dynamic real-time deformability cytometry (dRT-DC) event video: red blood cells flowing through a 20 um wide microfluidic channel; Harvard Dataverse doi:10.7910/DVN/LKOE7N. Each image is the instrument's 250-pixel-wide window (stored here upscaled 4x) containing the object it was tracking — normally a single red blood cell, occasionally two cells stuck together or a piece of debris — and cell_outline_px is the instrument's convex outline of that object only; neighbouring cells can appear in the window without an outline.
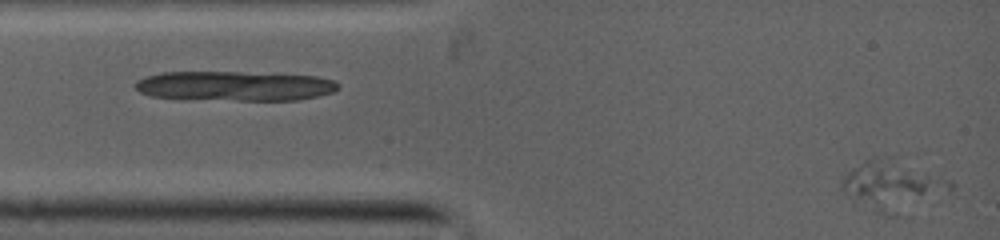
{"species": "common noctule bat (a hibernating species)", "species_latin": "Nyctalus noctula", "temperature_condition": "warm", "stored_images_in_passage": 6, "segment_of_instrument_passage": [2, 2], "camera_frame_rate_fps": 5000, "um_per_image_px": 0.085, "animal": {"sex": "female", "body_mass_g": 19.0, "forearm_length_mm": 53.3}, "frame": {"image": 1, "passage_image": 6, "time_ms": 2.6, "image_size_px": [1000, 240], "cell_outline_px": [[956, 184], [948, 192], [924, 196], [852, 200], [840, 192], [840, 180], [852, 168], [864, 160], [880, 160], [928, 172], [952, 180]], "centroid_in_image_um": [75.72, 15.45], "position_along_channel_um": 9.3, "area_um2": 23.35}}